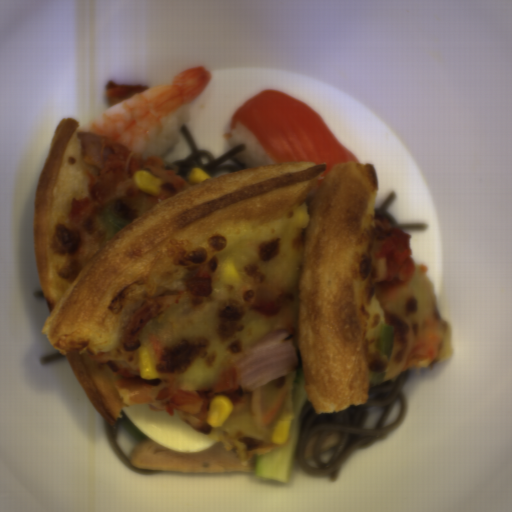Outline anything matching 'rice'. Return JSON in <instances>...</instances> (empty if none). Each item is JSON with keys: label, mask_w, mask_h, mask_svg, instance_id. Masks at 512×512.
Here are the masks:
<instances>
[{"label": "rice", "mask_w": 512, "mask_h": 512, "mask_svg": "<svg viewBox=\"0 0 512 512\" xmlns=\"http://www.w3.org/2000/svg\"><path fill=\"white\" fill-rule=\"evenodd\" d=\"M189 119V103L164 118L156 128L146 151L141 156L143 160L145 161L150 157L160 159L176 143L179 132Z\"/></svg>", "instance_id": "obj_1"}, {"label": "rice", "mask_w": 512, "mask_h": 512, "mask_svg": "<svg viewBox=\"0 0 512 512\" xmlns=\"http://www.w3.org/2000/svg\"><path fill=\"white\" fill-rule=\"evenodd\" d=\"M228 145L229 149L237 145H243V150L236 154L235 158L247 168L276 165L255 136L251 134L241 123L238 124L237 128L230 127L228 133Z\"/></svg>", "instance_id": "obj_2"}]
</instances>
